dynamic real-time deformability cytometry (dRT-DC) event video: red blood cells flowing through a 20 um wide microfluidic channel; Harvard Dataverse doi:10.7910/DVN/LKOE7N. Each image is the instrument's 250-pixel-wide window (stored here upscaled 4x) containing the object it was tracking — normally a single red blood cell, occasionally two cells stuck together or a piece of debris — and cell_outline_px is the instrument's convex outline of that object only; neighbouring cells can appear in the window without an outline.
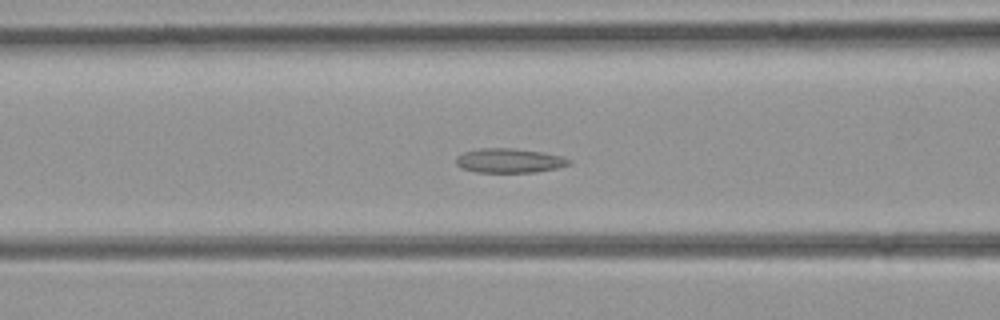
{"species": "common noctule bat (a hibernating species)", "species_latin": "Nyctalus noctula", "temperature_condition": "room temperature", "stored_images_in_passage": 36, "segment_of_instrument_passage": [1, 2], "camera_frame_rate_fps": 3000, "um_per_image_px": 0.085, "animal": {"sex": "female", "body_mass_g": 21.9}, "frame": {"image": 1, "passage_image": 15, "time_ms": 4.667, "image_size_px": [1000, 320], "cell_outline_px": [[572, 164], [556, 168], [536, 172], [476, 172], [460, 168], [456, 164], [456, 156], [464, 152], [480, 148], [516, 148], [540, 152], [560, 156], [572, 160]], "centroid_in_image_um": [43.27, 13.65], "position_along_channel_um": 123.3, "area_um2": 16.07}}
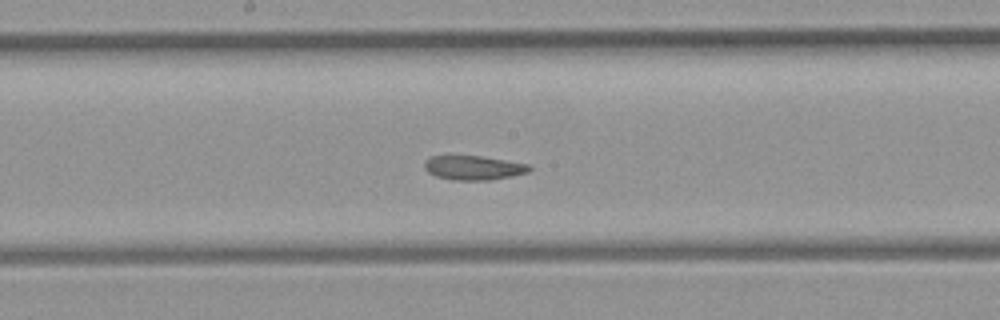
{"frame": {"image": 2, "passage_image": 21, "time_ms": 6.667, "image_size_px": [1000, 320], "cell_outline_px": [[532, 168], [528, 172], [512, 176], [492, 180], [452, 180], [436, 176], [428, 172], [424, 168], [424, 160], [432, 156], [480, 156], [528, 164]], "centroid_in_image_um": [40.23, 14.26], "position_along_channel_um": 208.0, "area_um2": 14.8}}
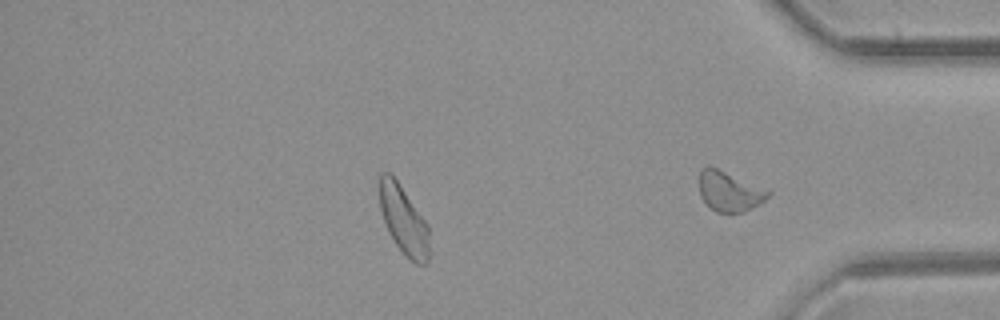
{"frame": {"image": 3, "passage_image": 33, "time_ms": 10.667, "image_size_px": [1000, 320], "cell_outline_px": [[428, 264], [416, 264], [404, 256], [388, 232], [380, 208], [380, 176], [384, 172], [388, 172], [396, 180], [428, 224]], "centroid_in_image_um": [34.31, 18.76], "position_along_channel_um": 400.9, "area_um2": 19.48}}